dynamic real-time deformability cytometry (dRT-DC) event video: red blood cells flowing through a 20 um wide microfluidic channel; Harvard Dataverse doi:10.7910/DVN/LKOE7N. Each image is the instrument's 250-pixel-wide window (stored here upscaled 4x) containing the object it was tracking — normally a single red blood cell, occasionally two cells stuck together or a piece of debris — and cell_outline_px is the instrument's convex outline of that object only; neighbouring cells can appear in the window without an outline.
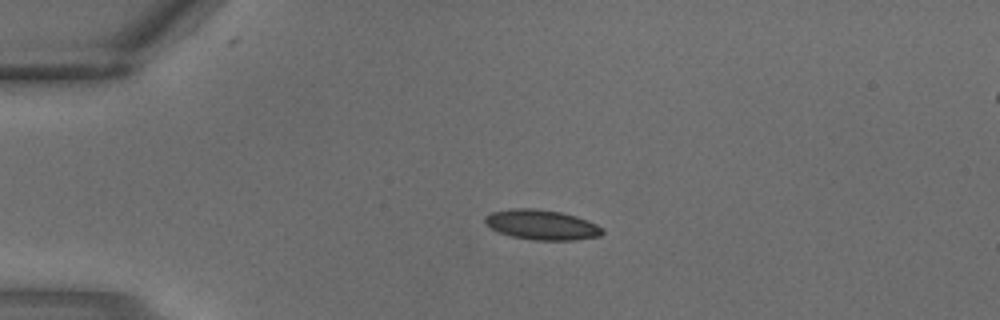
{"species": "common noctule bat (a hibernating species)", "species_latin": "Nyctalus noctula", "temperature_condition": "warm", "stored_images_in_passage": 4, "segment_of_instrument_passage": [1, 2], "camera_frame_rate_fps": 3000, "um_per_image_px": 0.085, "animal": {"sex": "male", "body_mass_g": 18.8}, "frame": {"image": 1, "passage_image": 3, "time_ms": 0.667, "image_size_px": [1000, 320], "cell_outline_px": [[604, 232], [600, 236], [572, 240], [532, 240], [512, 236], [500, 232], [484, 224], [484, 216], [492, 212], [512, 208], [536, 208], [560, 212], [576, 216], [588, 220], [604, 228]], "centroid_in_image_um": [46.05, 19.1], "position_along_channel_um": 39.0, "area_um2": 20.58}}